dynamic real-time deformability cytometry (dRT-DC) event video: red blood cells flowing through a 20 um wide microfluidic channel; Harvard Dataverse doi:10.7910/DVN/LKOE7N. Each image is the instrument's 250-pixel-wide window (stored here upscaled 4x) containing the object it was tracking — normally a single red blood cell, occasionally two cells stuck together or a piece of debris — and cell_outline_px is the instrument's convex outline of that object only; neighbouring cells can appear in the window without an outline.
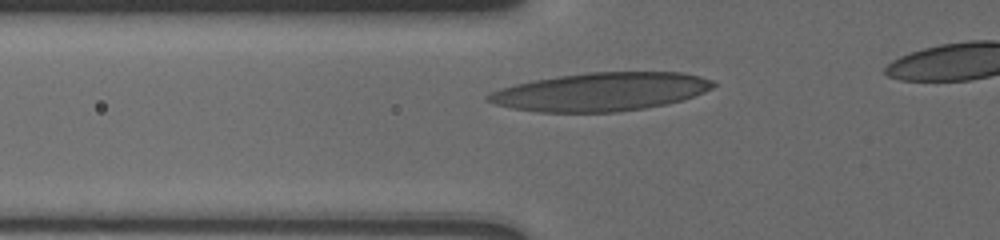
{"species": "human", "species_latin": "Homo sapiens", "temperature_condition": "cold", "stored_images_in_passage": 27, "segment_of_instrument_passage": [1, 2], "camera_frame_rate_fps": 3000, "um_per_image_px": 0.085, "donor": {"sex": "male"}, "frame": {"image": 1, "passage_image": 11, "time_ms": 2.333, "image_size_px": [1000, 240], "cell_outline_px": [[716, 84], [712, 88], [704, 92], [668, 104], [644, 108], [616, 112], [540, 112], [516, 108], [496, 104], [488, 100], [484, 96], [500, 88], [532, 80], [556, 76], [588, 72], [684, 72], [700, 76], [712, 80]], "centroid_in_image_um": [51.09, 7.79], "position_along_channel_um": 74.7, "area_um2": 50.11}}
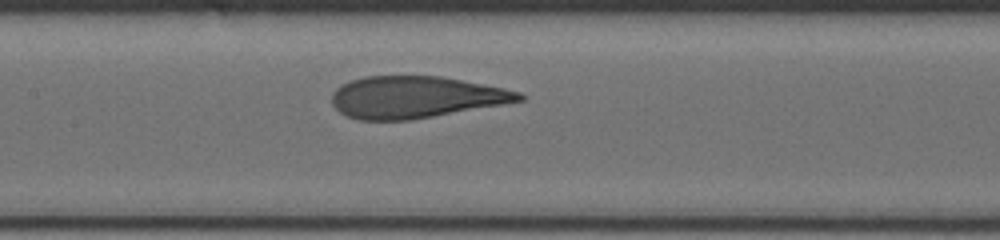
{"frame": {"image": 2, "passage_image": 20, "time_ms": 5.0, "image_size_px": [1000, 240], "cell_outline_px": [[524, 100], [412, 120], [360, 120], [348, 116], [340, 112], [332, 104], [332, 92], [336, 88], [352, 80], [364, 76], [440, 76], [504, 88], [520, 92], [524, 96]], "centroid_in_image_um": [35.3, 8.26], "position_along_channel_um": 172.1, "area_um2": 45.32}}
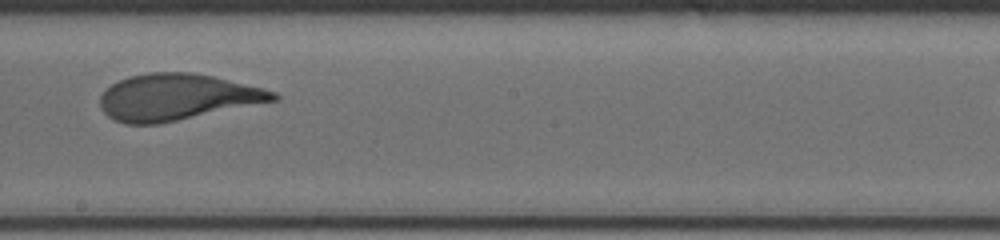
{"frame": {"image": 3, "passage_image": 25, "time_ms": 6.667, "image_size_px": [1000, 240], "cell_outline_px": [[280, 100], [160, 124], [124, 124], [112, 120], [100, 108], [100, 96], [112, 84], [128, 76], [148, 72], [192, 72], [212, 76], [264, 88], [276, 92], [280, 96]], "centroid_in_image_um": [15.06, 8.26], "position_along_channel_um": 233.1, "area_um2": 47.16}}